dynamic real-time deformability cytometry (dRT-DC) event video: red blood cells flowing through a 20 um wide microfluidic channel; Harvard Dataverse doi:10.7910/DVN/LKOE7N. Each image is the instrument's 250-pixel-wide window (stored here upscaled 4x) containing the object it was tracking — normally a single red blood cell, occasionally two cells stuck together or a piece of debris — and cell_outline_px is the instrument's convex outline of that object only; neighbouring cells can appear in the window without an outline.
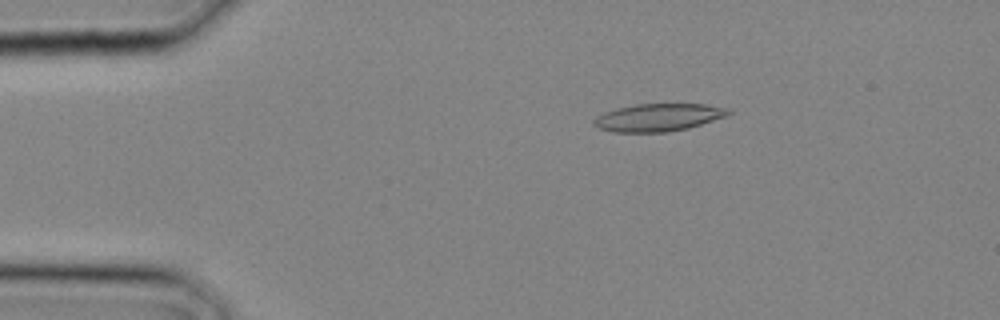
{"species": "common noctule bat (a hibernating species)", "species_latin": "Nyctalus noctula", "temperature_condition": "cold", "stored_images_in_passage": 9, "camera_frame_rate_fps": 3000, "um_per_image_px": 0.085, "animal": {"sex": "male", "body_mass_g": 20.4}, "frame": {"image": 1, "passage_image": 2, "time_ms": 0.333, "image_size_px": [1000, 320], "cell_outline_px": [[732, 112], [728, 116], [688, 128], [668, 132], [612, 132], [600, 128], [592, 124], [592, 120], [596, 116], [604, 112], [616, 108], [636, 104], [708, 104], [728, 108]], "centroid_in_image_um": [55.96, 9.98], "position_along_channel_um": 29.0, "area_um2": 21.85}}
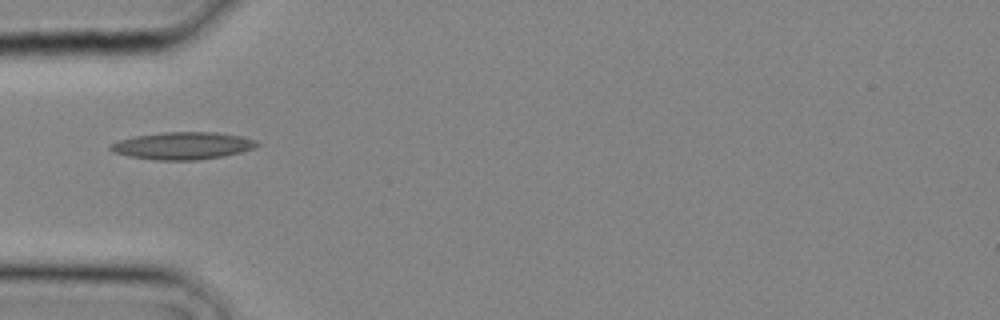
{"frame": {"image": 2, "passage_image": 6, "time_ms": 1.667, "image_size_px": [1000, 320], "cell_outline_px": [[260, 144], [252, 148], [240, 152], [224, 156], [196, 160], [156, 160], [128, 156], [112, 152], [108, 148], [108, 144], [120, 140], [136, 136], [164, 132], [216, 132], [240, 136], [256, 140]], "centroid_in_image_um": [15.49, 12.39], "position_along_channel_um": 69.5, "area_um2": 23.29}}
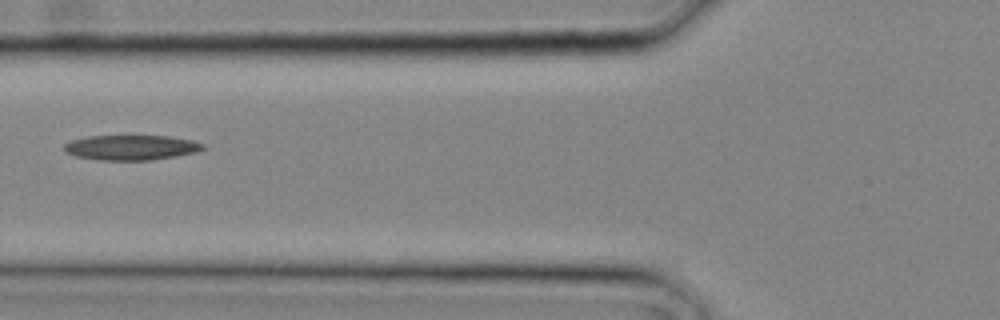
{"frame": {"image": 3, "passage_image": 8, "time_ms": 2.333, "image_size_px": [1000, 320], "cell_outline_px": [[204, 148], [196, 152], [176, 156], [152, 160], [96, 160], [76, 156], [64, 152], [64, 144], [72, 140], [88, 136], [168, 136], [192, 140], [204, 144]], "centroid_in_image_um": [11.13, 12.54], "position_along_channel_um": 114.7, "area_um2": 20.23}}